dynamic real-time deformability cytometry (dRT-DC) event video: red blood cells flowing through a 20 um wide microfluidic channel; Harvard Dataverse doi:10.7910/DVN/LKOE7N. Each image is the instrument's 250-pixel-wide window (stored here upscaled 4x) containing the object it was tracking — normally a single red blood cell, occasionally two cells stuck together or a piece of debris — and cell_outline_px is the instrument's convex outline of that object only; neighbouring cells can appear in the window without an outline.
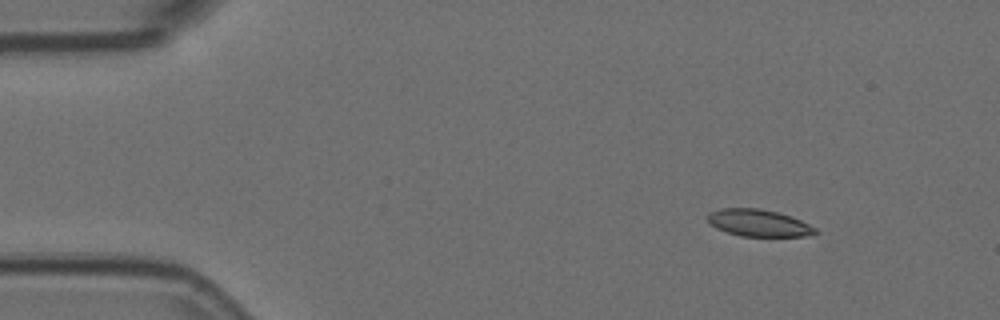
{"species": "Egyptian fruit bat (a non-hibernating species)", "species_latin": "Rousettus aegyptiacus", "temperature_condition": "room temperature", "stored_images_in_passage": 4, "camera_frame_rate_fps": 3000, "um_per_image_px": 0.085, "animal": {"sex": "female"}, "frame": {"image": 1, "passage_image": 2, "time_ms": 0.333, "image_size_px": [1000, 320], "cell_outline_px": [[820, 232], [804, 236], [740, 236], [716, 228], [708, 220], [708, 212], [720, 208], [760, 208], [792, 216], [816, 228]], "centroid_in_image_um": [64.49, 18.94], "position_along_channel_um": 20.5, "area_um2": 16.88}}
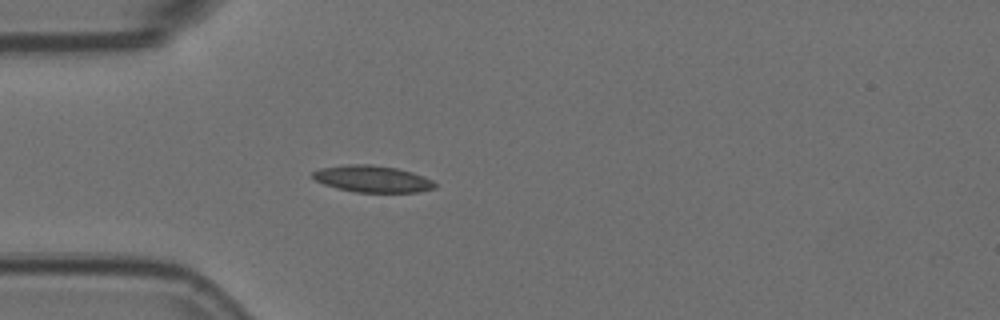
{"frame": {"image": 2, "passage_image": 4, "time_ms": 1.0, "image_size_px": [1000, 320], "cell_outline_px": [[436, 188], [420, 192], [356, 192], [336, 188], [324, 184], [316, 180], [312, 176], [312, 172], [320, 168], [348, 164], [368, 164], [396, 168], [412, 172], [424, 176], [432, 180], [436, 184]], "centroid_in_image_um": [31.67, 15.21], "position_along_channel_um": 53.3, "area_um2": 19.02}}